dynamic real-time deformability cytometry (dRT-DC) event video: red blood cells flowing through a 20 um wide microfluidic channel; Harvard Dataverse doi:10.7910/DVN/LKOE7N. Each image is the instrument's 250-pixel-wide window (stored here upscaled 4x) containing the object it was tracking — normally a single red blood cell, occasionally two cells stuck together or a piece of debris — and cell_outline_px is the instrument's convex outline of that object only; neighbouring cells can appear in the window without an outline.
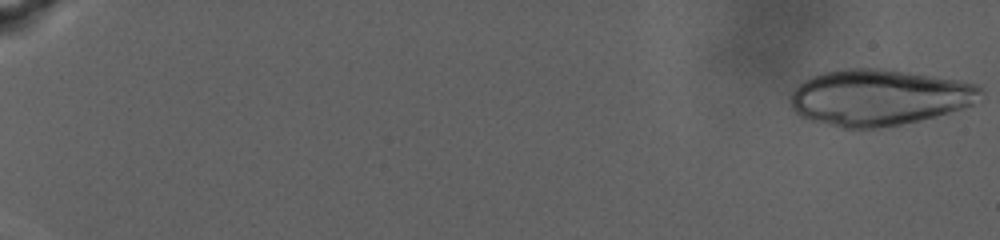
{"species": "human", "species_latin": "Homo sapiens", "temperature_condition": "warm", "stored_images_in_passage": 37, "camera_frame_rate_fps": 3000, "um_per_image_px": 0.085, "donor": {"sex": "male"}, "frame": {"image": 1, "passage_image": 1, "time_ms": 0.0, "image_size_px": [1000, 240], "cell_outline_px": [[984, 92], [972, 104], [964, 108], [936, 116], [920, 120], [880, 128], [840, 128], [812, 120], [800, 116], [792, 108], [788, 100], [788, 96], [804, 80], [812, 76], [824, 72], [844, 68], [892, 68], [960, 80], [976, 84], [984, 88]], "centroid_in_image_um": [74.73, 8.26], "position_along_channel_um": 10.3, "area_um2": 62.94}}